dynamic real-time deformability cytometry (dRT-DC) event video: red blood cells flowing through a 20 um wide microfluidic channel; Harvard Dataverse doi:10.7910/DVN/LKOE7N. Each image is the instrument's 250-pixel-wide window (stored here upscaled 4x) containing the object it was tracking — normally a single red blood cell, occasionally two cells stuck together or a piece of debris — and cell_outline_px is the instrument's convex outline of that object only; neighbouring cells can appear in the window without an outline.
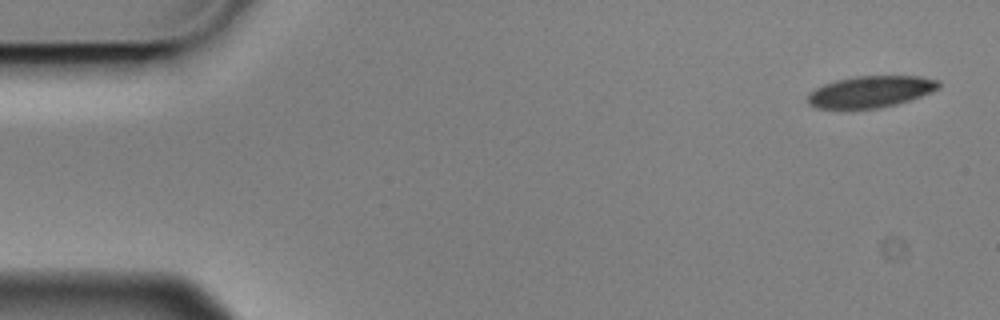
{"species": "Egyptian fruit bat (a non-hibernating species)", "species_latin": "Rousettus aegyptiacus", "temperature_condition": "cold", "stored_images_in_passage": 6, "camera_frame_rate_fps": 3000, "um_per_image_px": 0.085, "animal": {"sex": "male"}, "frame": {"image": 1, "passage_image": 1, "time_ms": 0.0, "image_size_px": [1000, 320], "cell_outline_px": [[940, 88], [932, 92], [912, 100], [880, 108], [816, 108], [808, 104], [808, 92], [824, 84], [836, 80], [856, 76], [920, 76], [940, 80]], "centroid_in_image_um": [74.04, 7.79], "position_along_channel_um": 11.0, "area_um2": 24.22}}
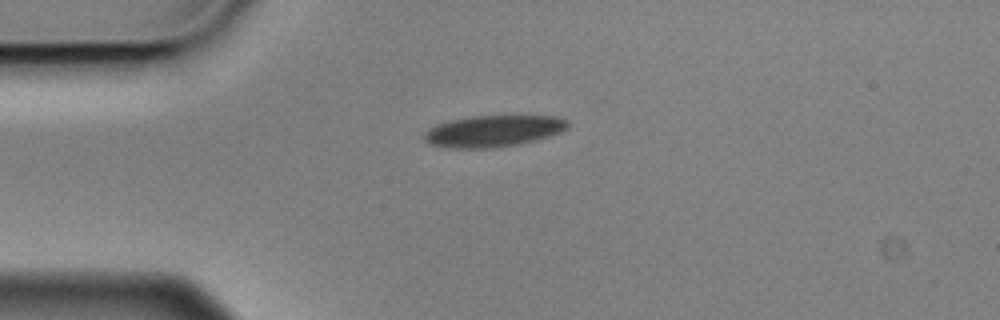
{"frame": {"image": 2, "passage_image": 4, "time_ms": 1.0, "image_size_px": [1000, 320], "cell_outline_px": [[568, 128], [560, 132], [548, 136], [520, 144], [492, 148], [452, 148], [428, 144], [420, 136], [428, 128], [436, 124], [468, 116], [556, 116], [568, 120]], "centroid_in_image_um": [41.87, 11.14], "position_along_channel_um": 43.1, "area_um2": 26.53}}
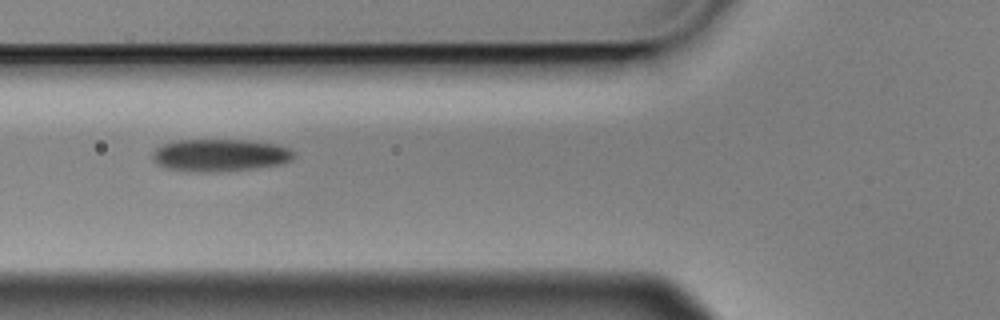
{"frame": {"image": 3, "passage_image": 6, "time_ms": 1.667, "image_size_px": [1000, 320], "cell_outline_px": [[296, 156], [292, 160], [280, 164], [252, 168], [168, 168], [152, 160], [152, 152], [156, 148], [164, 144], [176, 140], [252, 140], [276, 144], [288, 148], [296, 152]], "centroid_in_image_um": [18.79, 13.11], "position_along_channel_um": 107.0, "area_um2": 25.2}}